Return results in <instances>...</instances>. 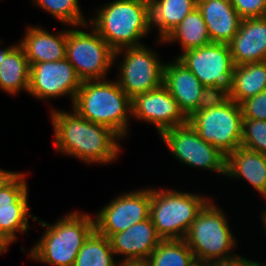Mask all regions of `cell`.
<instances>
[{
  "mask_svg": "<svg viewBox=\"0 0 266 266\" xmlns=\"http://www.w3.org/2000/svg\"><path fill=\"white\" fill-rule=\"evenodd\" d=\"M115 266H148L147 260L142 259H122Z\"/></svg>",
  "mask_w": 266,
  "mask_h": 266,
  "instance_id": "34",
  "label": "cell"
},
{
  "mask_svg": "<svg viewBox=\"0 0 266 266\" xmlns=\"http://www.w3.org/2000/svg\"><path fill=\"white\" fill-rule=\"evenodd\" d=\"M30 65L23 47L18 43L0 64V88L11 95L29 91Z\"/></svg>",
  "mask_w": 266,
  "mask_h": 266,
  "instance_id": "23",
  "label": "cell"
},
{
  "mask_svg": "<svg viewBox=\"0 0 266 266\" xmlns=\"http://www.w3.org/2000/svg\"><path fill=\"white\" fill-rule=\"evenodd\" d=\"M115 255L123 259L146 260L162 238L157 234L151 218L130 226L128 229L109 237Z\"/></svg>",
  "mask_w": 266,
  "mask_h": 266,
  "instance_id": "18",
  "label": "cell"
},
{
  "mask_svg": "<svg viewBox=\"0 0 266 266\" xmlns=\"http://www.w3.org/2000/svg\"><path fill=\"white\" fill-rule=\"evenodd\" d=\"M192 266H208L206 262L196 261Z\"/></svg>",
  "mask_w": 266,
  "mask_h": 266,
  "instance_id": "38",
  "label": "cell"
},
{
  "mask_svg": "<svg viewBox=\"0 0 266 266\" xmlns=\"http://www.w3.org/2000/svg\"><path fill=\"white\" fill-rule=\"evenodd\" d=\"M266 90V61L236 65L229 98L241 104Z\"/></svg>",
  "mask_w": 266,
  "mask_h": 266,
  "instance_id": "24",
  "label": "cell"
},
{
  "mask_svg": "<svg viewBox=\"0 0 266 266\" xmlns=\"http://www.w3.org/2000/svg\"><path fill=\"white\" fill-rule=\"evenodd\" d=\"M163 85L187 118L197 112L198 101L204 86L177 58L173 62L165 63Z\"/></svg>",
  "mask_w": 266,
  "mask_h": 266,
  "instance_id": "17",
  "label": "cell"
},
{
  "mask_svg": "<svg viewBox=\"0 0 266 266\" xmlns=\"http://www.w3.org/2000/svg\"><path fill=\"white\" fill-rule=\"evenodd\" d=\"M12 243L14 242L0 229V254L7 252Z\"/></svg>",
  "mask_w": 266,
  "mask_h": 266,
  "instance_id": "35",
  "label": "cell"
},
{
  "mask_svg": "<svg viewBox=\"0 0 266 266\" xmlns=\"http://www.w3.org/2000/svg\"><path fill=\"white\" fill-rule=\"evenodd\" d=\"M179 41L183 52L212 43L206 23L200 10L193 9L163 40L158 42Z\"/></svg>",
  "mask_w": 266,
  "mask_h": 266,
  "instance_id": "25",
  "label": "cell"
},
{
  "mask_svg": "<svg viewBox=\"0 0 266 266\" xmlns=\"http://www.w3.org/2000/svg\"><path fill=\"white\" fill-rule=\"evenodd\" d=\"M241 146L266 155V120L243 119Z\"/></svg>",
  "mask_w": 266,
  "mask_h": 266,
  "instance_id": "29",
  "label": "cell"
},
{
  "mask_svg": "<svg viewBox=\"0 0 266 266\" xmlns=\"http://www.w3.org/2000/svg\"><path fill=\"white\" fill-rule=\"evenodd\" d=\"M257 265H258V266H262V264H260L259 262H258V264H257ZM263 266H266V265H264V264H263Z\"/></svg>",
  "mask_w": 266,
  "mask_h": 266,
  "instance_id": "40",
  "label": "cell"
},
{
  "mask_svg": "<svg viewBox=\"0 0 266 266\" xmlns=\"http://www.w3.org/2000/svg\"><path fill=\"white\" fill-rule=\"evenodd\" d=\"M240 105L243 119L266 120V90L247 98Z\"/></svg>",
  "mask_w": 266,
  "mask_h": 266,
  "instance_id": "31",
  "label": "cell"
},
{
  "mask_svg": "<svg viewBox=\"0 0 266 266\" xmlns=\"http://www.w3.org/2000/svg\"><path fill=\"white\" fill-rule=\"evenodd\" d=\"M114 50L99 33L67 29L66 58L83 81L106 79L114 64Z\"/></svg>",
  "mask_w": 266,
  "mask_h": 266,
  "instance_id": "8",
  "label": "cell"
},
{
  "mask_svg": "<svg viewBox=\"0 0 266 266\" xmlns=\"http://www.w3.org/2000/svg\"><path fill=\"white\" fill-rule=\"evenodd\" d=\"M218 207L210 200L196 216L184 238L196 261L207 262L235 255L231 251H234L237 241L225 214Z\"/></svg>",
  "mask_w": 266,
  "mask_h": 266,
  "instance_id": "6",
  "label": "cell"
},
{
  "mask_svg": "<svg viewBox=\"0 0 266 266\" xmlns=\"http://www.w3.org/2000/svg\"><path fill=\"white\" fill-rule=\"evenodd\" d=\"M208 266H258V262L251 261L240 255H233L223 259H214L206 262Z\"/></svg>",
  "mask_w": 266,
  "mask_h": 266,
  "instance_id": "33",
  "label": "cell"
},
{
  "mask_svg": "<svg viewBox=\"0 0 266 266\" xmlns=\"http://www.w3.org/2000/svg\"><path fill=\"white\" fill-rule=\"evenodd\" d=\"M132 117L152 123L157 128L159 135L167 129L188 122V118L180 110L176 100L164 85L137 94L132 99Z\"/></svg>",
  "mask_w": 266,
  "mask_h": 266,
  "instance_id": "14",
  "label": "cell"
},
{
  "mask_svg": "<svg viewBox=\"0 0 266 266\" xmlns=\"http://www.w3.org/2000/svg\"><path fill=\"white\" fill-rule=\"evenodd\" d=\"M242 19L266 16V0H231Z\"/></svg>",
  "mask_w": 266,
  "mask_h": 266,
  "instance_id": "32",
  "label": "cell"
},
{
  "mask_svg": "<svg viewBox=\"0 0 266 266\" xmlns=\"http://www.w3.org/2000/svg\"><path fill=\"white\" fill-rule=\"evenodd\" d=\"M71 105L82 118L112 129L122 139L127 136L132 99L117 81H83Z\"/></svg>",
  "mask_w": 266,
  "mask_h": 266,
  "instance_id": "2",
  "label": "cell"
},
{
  "mask_svg": "<svg viewBox=\"0 0 266 266\" xmlns=\"http://www.w3.org/2000/svg\"><path fill=\"white\" fill-rule=\"evenodd\" d=\"M67 30L56 35L42 27L30 26L19 44L23 47L29 65L53 62L66 58Z\"/></svg>",
  "mask_w": 266,
  "mask_h": 266,
  "instance_id": "20",
  "label": "cell"
},
{
  "mask_svg": "<svg viewBox=\"0 0 266 266\" xmlns=\"http://www.w3.org/2000/svg\"><path fill=\"white\" fill-rule=\"evenodd\" d=\"M81 84L82 80L67 58L30 66L28 93L35 98L44 100L68 95L73 104Z\"/></svg>",
  "mask_w": 266,
  "mask_h": 266,
  "instance_id": "13",
  "label": "cell"
},
{
  "mask_svg": "<svg viewBox=\"0 0 266 266\" xmlns=\"http://www.w3.org/2000/svg\"><path fill=\"white\" fill-rule=\"evenodd\" d=\"M16 172L6 171L3 169H0V188L7 183L15 174Z\"/></svg>",
  "mask_w": 266,
  "mask_h": 266,
  "instance_id": "36",
  "label": "cell"
},
{
  "mask_svg": "<svg viewBox=\"0 0 266 266\" xmlns=\"http://www.w3.org/2000/svg\"><path fill=\"white\" fill-rule=\"evenodd\" d=\"M110 240L96 229L80 248L73 266H115Z\"/></svg>",
  "mask_w": 266,
  "mask_h": 266,
  "instance_id": "26",
  "label": "cell"
},
{
  "mask_svg": "<svg viewBox=\"0 0 266 266\" xmlns=\"http://www.w3.org/2000/svg\"><path fill=\"white\" fill-rule=\"evenodd\" d=\"M146 260L148 266H192L196 262L184 239L162 240Z\"/></svg>",
  "mask_w": 266,
  "mask_h": 266,
  "instance_id": "27",
  "label": "cell"
},
{
  "mask_svg": "<svg viewBox=\"0 0 266 266\" xmlns=\"http://www.w3.org/2000/svg\"><path fill=\"white\" fill-rule=\"evenodd\" d=\"M196 7L197 0H156L149 4L150 28L158 27L163 40Z\"/></svg>",
  "mask_w": 266,
  "mask_h": 266,
  "instance_id": "22",
  "label": "cell"
},
{
  "mask_svg": "<svg viewBox=\"0 0 266 266\" xmlns=\"http://www.w3.org/2000/svg\"><path fill=\"white\" fill-rule=\"evenodd\" d=\"M176 58L203 86H216L231 92L235 65L228 44L210 43L182 52Z\"/></svg>",
  "mask_w": 266,
  "mask_h": 266,
  "instance_id": "11",
  "label": "cell"
},
{
  "mask_svg": "<svg viewBox=\"0 0 266 266\" xmlns=\"http://www.w3.org/2000/svg\"><path fill=\"white\" fill-rule=\"evenodd\" d=\"M36 5L52 14L59 22L67 26H86L87 21L81 13L79 0H34Z\"/></svg>",
  "mask_w": 266,
  "mask_h": 266,
  "instance_id": "28",
  "label": "cell"
},
{
  "mask_svg": "<svg viewBox=\"0 0 266 266\" xmlns=\"http://www.w3.org/2000/svg\"><path fill=\"white\" fill-rule=\"evenodd\" d=\"M229 93L216 86H204L198 101L197 111L222 106L229 100Z\"/></svg>",
  "mask_w": 266,
  "mask_h": 266,
  "instance_id": "30",
  "label": "cell"
},
{
  "mask_svg": "<svg viewBox=\"0 0 266 266\" xmlns=\"http://www.w3.org/2000/svg\"><path fill=\"white\" fill-rule=\"evenodd\" d=\"M160 137L179 162L226 175V156L200 138L190 123L167 129Z\"/></svg>",
  "mask_w": 266,
  "mask_h": 266,
  "instance_id": "10",
  "label": "cell"
},
{
  "mask_svg": "<svg viewBox=\"0 0 266 266\" xmlns=\"http://www.w3.org/2000/svg\"><path fill=\"white\" fill-rule=\"evenodd\" d=\"M1 43V41H0ZM16 45L9 46L7 48L1 49L0 50V64L5 60L7 54L15 47Z\"/></svg>",
  "mask_w": 266,
  "mask_h": 266,
  "instance_id": "37",
  "label": "cell"
},
{
  "mask_svg": "<svg viewBox=\"0 0 266 266\" xmlns=\"http://www.w3.org/2000/svg\"><path fill=\"white\" fill-rule=\"evenodd\" d=\"M226 176L248 181L266 198V155L240 146L226 157Z\"/></svg>",
  "mask_w": 266,
  "mask_h": 266,
  "instance_id": "21",
  "label": "cell"
},
{
  "mask_svg": "<svg viewBox=\"0 0 266 266\" xmlns=\"http://www.w3.org/2000/svg\"><path fill=\"white\" fill-rule=\"evenodd\" d=\"M97 10L86 26L93 27L114 51L143 45L140 40L152 31L145 0H114Z\"/></svg>",
  "mask_w": 266,
  "mask_h": 266,
  "instance_id": "3",
  "label": "cell"
},
{
  "mask_svg": "<svg viewBox=\"0 0 266 266\" xmlns=\"http://www.w3.org/2000/svg\"><path fill=\"white\" fill-rule=\"evenodd\" d=\"M73 113L51 110V121L57 151L81 159L84 163L114 162L120 153L122 138L112 129Z\"/></svg>",
  "mask_w": 266,
  "mask_h": 266,
  "instance_id": "1",
  "label": "cell"
},
{
  "mask_svg": "<svg viewBox=\"0 0 266 266\" xmlns=\"http://www.w3.org/2000/svg\"><path fill=\"white\" fill-rule=\"evenodd\" d=\"M228 46L235 66L266 61V16L242 19Z\"/></svg>",
  "mask_w": 266,
  "mask_h": 266,
  "instance_id": "16",
  "label": "cell"
},
{
  "mask_svg": "<svg viewBox=\"0 0 266 266\" xmlns=\"http://www.w3.org/2000/svg\"><path fill=\"white\" fill-rule=\"evenodd\" d=\"M57 220L52 225L38 221L47 228L28 256L44 264L73 266L80 248L95 230V219L75 211Z\"/></svg>",
  "mask_w": 266,
  "mask_h": 266,
  "instance_id": "4",
  "label": "cell"
},
{
  "mask_svg": "<svg viewBox=\"0 0 266 266\" xmlns=\"http://www.w3.org/2000/svg\"><path fill=\"white\" fill-rule=\"evenodd\" d=\"M188 123L200 138L226 157L241 146L243 115L241 105L229 99L222 106L194 112Z\"/></svg>",
  "mask_w": 266,
  "mask_h": 266,
  "instance_id": "7",
  "label": "cell"
},
{
  "mask_svg": "<svg viewBox=\"0 0 266 266\" xmlns=\"http://www.w3.org/2000/svg\"><path fill=\"white\" fill-rule=\"evenodd\" d=\"M212 43L228 44L237 34L242 18L231 1L197 0Z\"/></svg>",
  "mask_w": 266,
  "mask_h": 266,
  "instance_id": "19",
  "label": "cell"
},
{
  "mask_svg": "<svg viewBox=\"0 0 266 266\" xmlns=\"http://www.w3.org/2000/svg\"><path fill=\"white\" fill-rule=\"evenodd\" d=\"M151 189L129 191L114 197L94 217L95 229L110 237L150 218Z\"/></svg>",
  "mask_w": 266,
  "mask_h": 266,
  "instance_id": "12",
  "label": "cell"
},
{
  "mask_svg": "<svg viewBox=\"0 0 266 266\" xmlns=\"http://www.w3.org/2000/svg\"><path fill=\"white\" fill-rule=\"evenodd\" d=\"M28 186L23 173L17 172L0 188V229L13 241L16 233H26L28 217Z\"/></svg>",
  "mask_w": 266,
  "mask_h": 266,
  "instance_id": "15",
  "label": "cell"
},
{
  "mask_svg": "<svg viewBox=\"0 0 266 266\" xmlns=\"http://www.w3.org/2000/svg\"><path fill=\"white\" fill-rule=\"evenodd\" d=\"M148 4H150V3H152V2H154V1H156V0H145Z\"/></svg>",
  "mask_w": 266,
  "mask_h": 266,
  "instance_id": "39",
  "label": "cell"
},
{
  "mask_svg": "<svg viewBox=\"0 0 266 266\" xmlns=\"http://www.w3.org/2000/svg\"><path fill=\"white\" fill-rule=\"evenodd\" d=\"M123 53L122 62L117 66L120 72L117 82L131 99L163 85L165 63L159 60L158 54L144 45L122 48L114 52V63Z\"/></svg>",
  "mask_w": 266,
  "mask_h": 266,
  "instance_id": "9",
  "label": "cell"
},
{
  "mask_svg": "<svg viewBox=\"0 0 266 266\" xmlns=\"http://www.w3.org/2000/svg\"><path fill=\"white\" fill-rule=\"evenodd\" d=\"M209 201L204 195L151 188L150 218L157 234L162 240L184 239Z\"/></svg>",
  "mask_w": 266,
  "mask_h": 266,
  "instance_id": "5",
  "label": "cell"
}]
</instances>
